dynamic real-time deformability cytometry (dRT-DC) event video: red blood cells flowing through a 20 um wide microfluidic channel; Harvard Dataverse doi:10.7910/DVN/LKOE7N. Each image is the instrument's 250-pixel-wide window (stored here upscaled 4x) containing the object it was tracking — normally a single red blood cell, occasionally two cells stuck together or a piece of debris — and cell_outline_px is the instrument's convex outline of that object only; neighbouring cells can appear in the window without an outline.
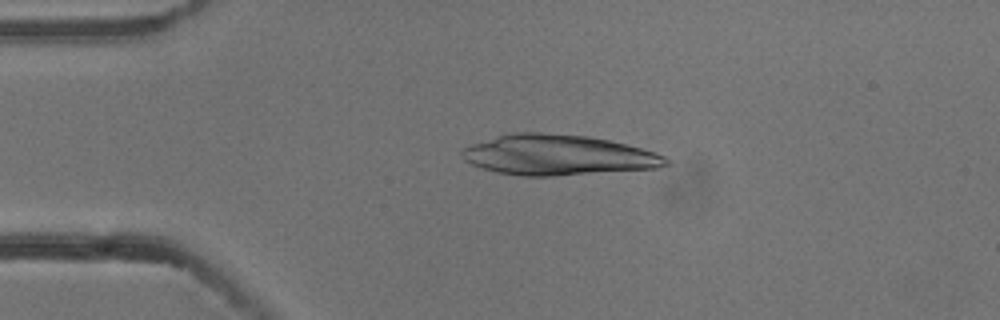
{"species": "common noctule bat (a hibernating species)", "species_latin": "Nyctalus noctula", "temperature_condition": "cold", "stored_images_in_passage": 4, "camera_frame_rate_fps": 3000, "um_per_image_px": 0.085, "animal": {"sex": "male", "body_mass_g": 13.3}, "frame": {"image": 1, "passage_image": 3, "time_ms": 0.667, "image_size_px": [1000, 320], "cell_outline_px": [[672, 164], [660, 168], [552, 176], [520, 176], [496, 172], [472, 164], [464, 160], [460, 152], [464, 148], [472, 144], [508, 132], [540, 132], [588, 136], [608, 140], [656, 152], [664, 156]], "centroid_in_image_um": [47.43, 13.18], "position_along_channel_um": 37.6, "area_um2": 48.09}}